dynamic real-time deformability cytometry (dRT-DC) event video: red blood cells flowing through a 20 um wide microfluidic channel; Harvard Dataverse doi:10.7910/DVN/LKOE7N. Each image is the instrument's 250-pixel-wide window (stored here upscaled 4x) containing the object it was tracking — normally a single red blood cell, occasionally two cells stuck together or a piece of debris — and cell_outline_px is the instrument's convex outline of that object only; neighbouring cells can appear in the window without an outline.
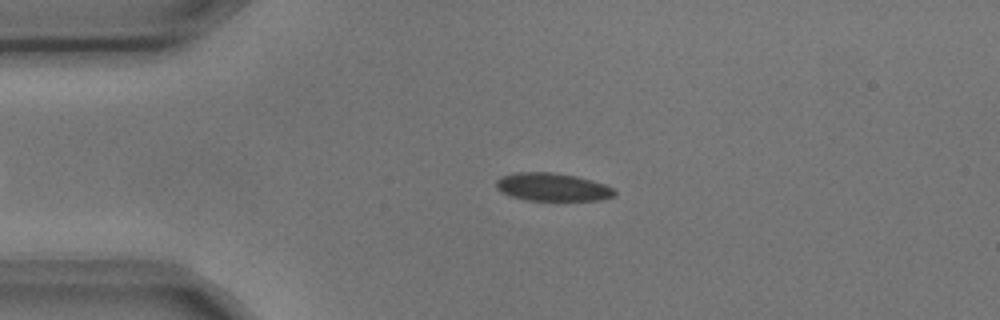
{"species": "common noctule bat (a hibernating species)", "species_latin": "Nyctalus noctula", "temperature_condition": "cold", "stored_images_in_passage": 3, "camera_frame_rate_fps": 3000, "um_per_image_px": 0.085, "animal": {"sex": "male", "body_mass_g": 17.9, "forearm_length_mm": 54.2}, "frame": {"image": 1, "passage_image": 1, "time_ms": 0.0, "image_size_px": [1000, 320], "cell_outline_px": [[616, 196], [604, 200], [524, 200], [500, 192], [496, 188], [496, 180], [500, 176], [516, 172], [556, 172], [576, 176], [592, 180], [616, 188]], "centroid_in_image_um": [46.98, 15.89], "position_along_channel_um": 38.0, "area_um2": 19.65}}